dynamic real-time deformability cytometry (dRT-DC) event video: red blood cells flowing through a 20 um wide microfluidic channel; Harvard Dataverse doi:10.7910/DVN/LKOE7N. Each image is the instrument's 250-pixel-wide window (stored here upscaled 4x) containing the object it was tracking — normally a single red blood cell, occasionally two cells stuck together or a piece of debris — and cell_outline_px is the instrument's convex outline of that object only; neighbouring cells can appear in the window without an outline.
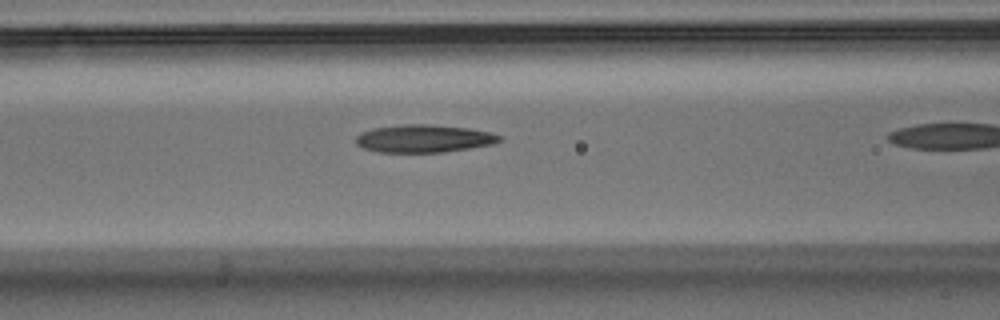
{"species": "Egyptian fruit bat (a non-hibernating species)", "species_latin": "Rousettus aegyptiacus", "temperature_condition": "warm", "stored_images_in_passage": 23, "camera_frame_rate_fps": 3000, "um_per_image_px": 0.085, "animal": {"sex": "male"}, "frame": {"image": 1, "passage_image": 4, "time_ms": 1.0, "image_size_px": [1000, 320], "cell_outline_px": [[500, 140], [492, 144], [444, 152], [376, 152], [364, 148], [356, 144], [356, 136], [360, 132], [372, 128], [404, 124], [432, 124], [468, 128], [488, 132], [500, 136]], "centroid_in_image_um": [35.96, 11.77], "position_along_channel_um": 130.6, "area_um2": 23.12}}
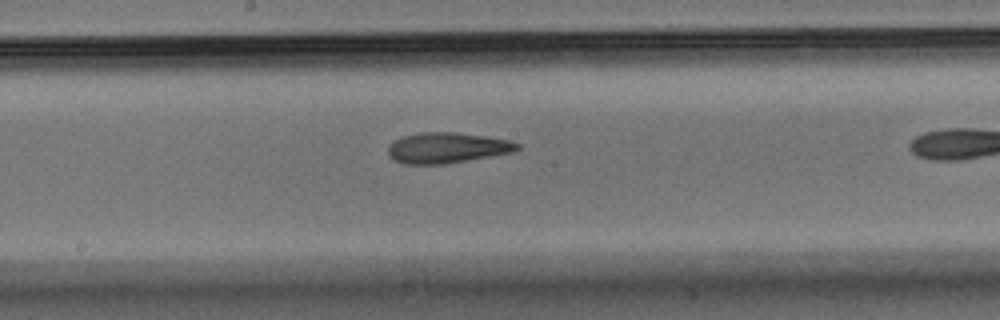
{"frame": {"image": 2, "passage_image": 10, "time_ms": 3.0, "image_size_px": [1000, 320], "cell_outline_px": [[520, 148], [516, 152], [444, 164], [404, 164], [392, 160], [388, 156], [388, 144], [392, 140], [404, 136], [420, 132], [452, 132], [488, 136], [508, 140], [520, 144]], "centroid_in_image_um": [37.98, 12.56], "position_along_channel_um": 210.2, "area_um2": 23.35}}
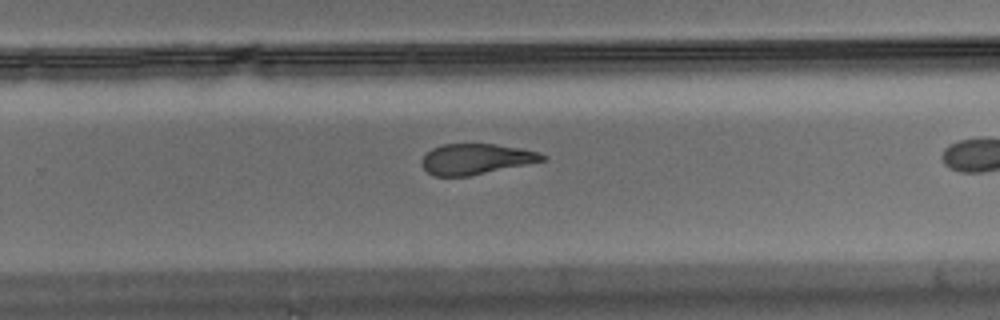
{"frame": {"image": 3, "passage_image": 16, "time_ms": 5.0, "image_size_px": [1000, 320], "cell_outline_px": [[548, 160], [468, 176], [432, 176], [420, 164], [424, 156], [432, 148], [444, 144], [496, 144], [520, 148], [540, 152], [548, 156]], "centroid_in_image_um": [40.5, 13.52], "position_along_channel_um": 289.3, "area_um2": 21.56}}